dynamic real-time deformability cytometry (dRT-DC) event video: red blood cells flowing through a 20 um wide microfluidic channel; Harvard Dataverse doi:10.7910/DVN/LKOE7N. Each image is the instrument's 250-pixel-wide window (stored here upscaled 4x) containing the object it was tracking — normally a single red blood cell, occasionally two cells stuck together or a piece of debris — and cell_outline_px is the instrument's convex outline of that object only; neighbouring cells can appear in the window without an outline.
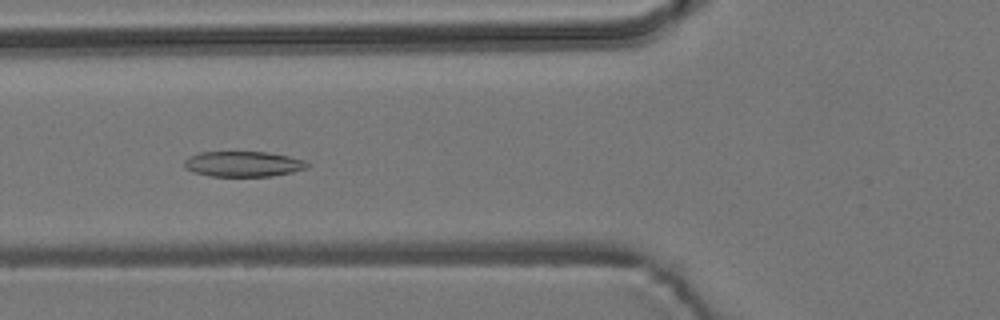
{"species": "common noctule bat (a hibernating species)", "species_latin": "Nyctalus noctula", "temperature_condition": "room temperature", "stored_images_in_passage": 7, "camera_frame_rate_fps": 3000, "um_per_image_px": 0.085, "animal": {"sex": "male", "body_mass_g": 19.2, "forearm_length_mm": 51.8}, "frame": {"image": 1, "passage_image": 5, "time_ms": 5.333, "image_size_px": [1000, 320], "cell_outline_px": [[308, 168], [292, 172], [272, 176], [208, 176], [192, 172], [184, 168], [184, 160], [188, 156], [200, 152], [268, 152], [288, 156], [304, 160], [308, 164]], "centroid_in_image_um": [20.63, 13.94], "position_along_channel_um": 105.2, "area_um2": 18.32}}
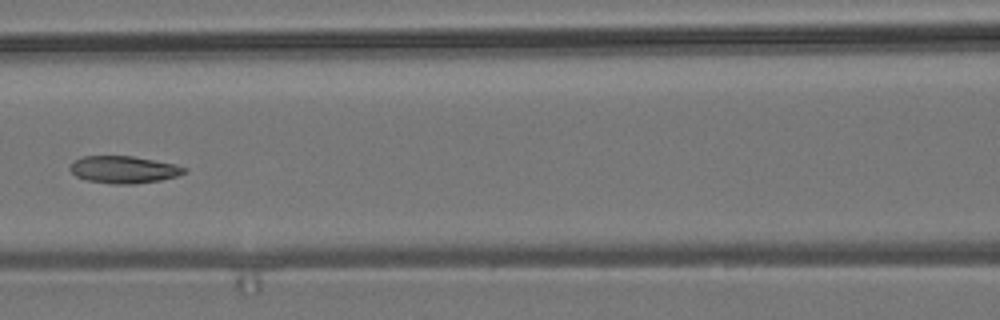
{"frame": {"image": 2, "passage_image": 6, "time_ms": 6.667, "image_size_px": [1000, 320], "cell_outline_px": [[188, 172], [176, 176], [160, 180], [136, 184], [112, 184], [88, 180], [76, 176], [68, 168], [76, 160], [84, 156], [132, 156], [176, 164], [188, 168]], "centroid_in_image_um": [10.57, 14.42], "position_along_channel_um": 156.0, "area_um2": 18.09}}
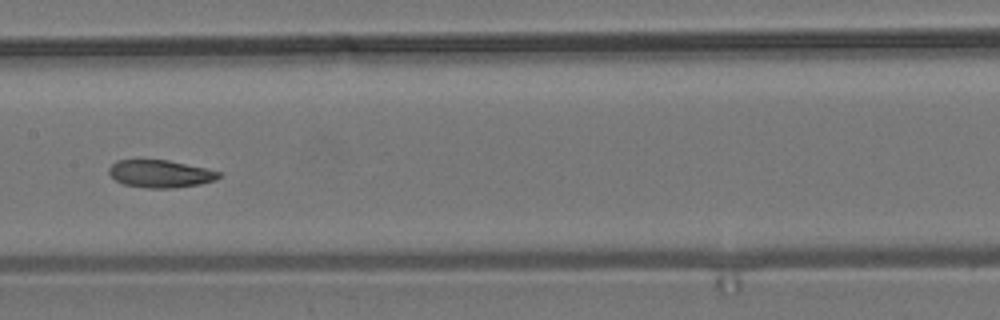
{"frame": {"image": 3, "passage_image": 7, "time_ms": 7.667, "image_size_px": [1000, 320], "cell_outline_px": [[220, 176], [216, 180], [200, 184], [172, 188], [148, 188], [124, 184], [116, 180], [108, 172], [108, 168], [116, 160], [168, 160], [204, 168], [220, 172]], "centroid_in_image_um": [13.61, 14.77], "position_along_channel_um": 193.8, "area_um2": 17.46}}